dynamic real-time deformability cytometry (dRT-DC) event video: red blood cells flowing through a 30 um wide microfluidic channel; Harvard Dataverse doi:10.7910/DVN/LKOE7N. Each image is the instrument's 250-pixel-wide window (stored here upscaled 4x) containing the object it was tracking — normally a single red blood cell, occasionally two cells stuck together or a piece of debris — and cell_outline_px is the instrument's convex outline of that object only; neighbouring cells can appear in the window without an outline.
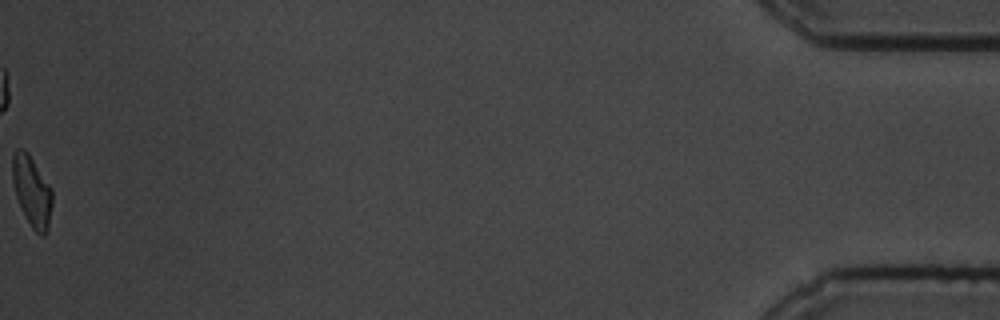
{"species": "common noctule bat (a hibernating species)", "species_latin": "Nyctalus noctula", "temperature_condition": "cold", "stored_images_in_passage": 46, "camera_frame_rate_fps": 3000, "um_per_image_px": 0.085, "animal": {"sex": "male", "body_mass_g": 19.5, "forearm_length_mm": 54.6}, "frame": {"image": 1, "passage_image": 46, "time_ms": 15.0, "image_size_px": [1000, 320], "cell_outline_px": [[52, 204], [48, 232], [44, 236], [40, 236], [32, 228], [20, 208], [16, 196], [12, 180], [12, 152], [16, 148], [24, 148], [28, 152], [52, 188]], "centroid_in_image_um": [2.71, 16.24], "position_along_channel_um": 432.5, "area_um2": 16.76}, "authors_computed_cell_mechanics": {"area_um2": 17.6579, "velocity_mm_per_s": 3.4791, "shape_relaxation_time_tau1_ms": 2.5243, "shape_relaxation_time_tau2_ms": 3.3445, "deformation_change_tau1": 0.1305, "deformation_change_tau2": 0.0573}}